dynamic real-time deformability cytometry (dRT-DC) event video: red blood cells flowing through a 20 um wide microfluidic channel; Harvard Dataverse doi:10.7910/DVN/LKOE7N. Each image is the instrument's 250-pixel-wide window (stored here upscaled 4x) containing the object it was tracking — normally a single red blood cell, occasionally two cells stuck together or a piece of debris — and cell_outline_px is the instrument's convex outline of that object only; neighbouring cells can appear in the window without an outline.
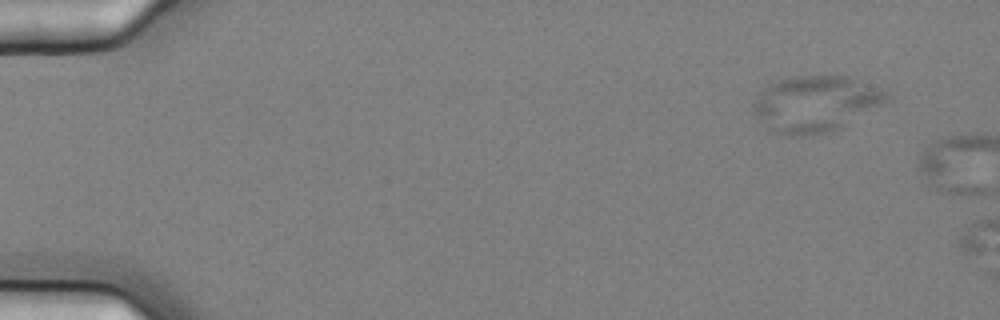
{"species": "common noctule bat (a hibernating species)", "species_latin": "Nyctalus noctula", "temperature_condition": "cold", "stored_images_in_passage": 2, "segment_of_instrument_passage": [1, 2], "camera_frame_rate_fps": 3000, "um_per_image_px": 0.085, "animal": {"sex": "female", "body_mass_g": 25.1}, "frame": {"image": 1, "passage_image": 1, "time_ms": 0.0, "image_size_px": [1000, 320], "cell_outline_px": [[892, 96], [884, 104], [840, 128], [832, 132], [812, 136], [784, 136], [764, 124], [752, 112], [752, 104], [760, 92], [768, 84], [780, 80], [796, 76], [848, 76], [888, 92]], "centroid_in_image_um": [69.33, 8.84], "position_along_channel_um": 15.7, "area_um2": 43.64}}